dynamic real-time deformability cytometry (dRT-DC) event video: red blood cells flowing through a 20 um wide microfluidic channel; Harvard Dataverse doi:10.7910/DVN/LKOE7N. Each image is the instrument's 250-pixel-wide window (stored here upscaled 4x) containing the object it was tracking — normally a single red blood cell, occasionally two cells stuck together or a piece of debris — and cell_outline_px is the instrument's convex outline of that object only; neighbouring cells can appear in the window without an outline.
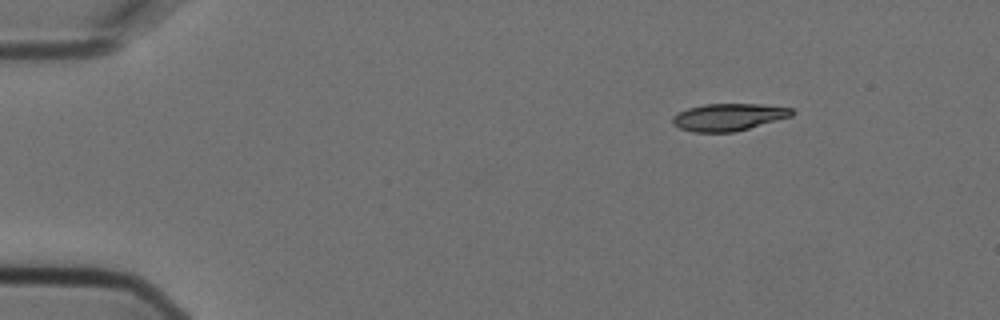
{"species": "Egyptian fruit bat (a non-hibernating species)", "species_latin": "Rousettus aegyptiacus", "temperature_condition": "cold", "stored_images_in_passage": 5, "camera_frame_rate_fps": 3000, "um_per_image_px": 0.085, "animal": {"sex": "female"}, "frame": {"image": 1, "passage_image": 1, "time_ms": 0.0, "image_size_px": [1000, 320], "cell_outline_px": [[796, 112], [792, 116], [736, 132], [692, 132], [680, 128], [672, 124], [672, 116], [688, 108], [704, 104], [760, 104], [792, 108]], "centroid_in_image_um": [61.94, 9.95], "position_along_channel_um": 23.1, "area_um2": 19.02}}
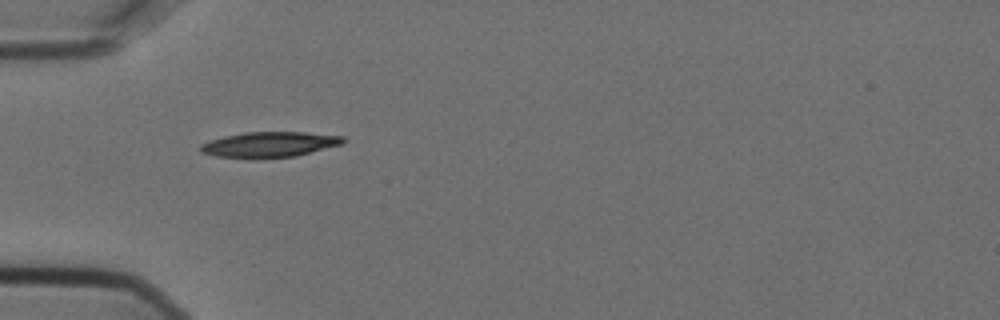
{"frame": {"image": 2, "passage_image": 4, "time_ms": 1.0, "image_size_px": [1000, 320], "cell_outline_px": [[348, 140], [344, 144], [296, 156], [216, 156], [200, 152], [200, 144], [224, 136], [244, 132], [304, 132], [344, 136]], "centroid_in_image_um": [23.0, 12.24], "position_along_channel_um": 62.0, "area_um2": 20.52}}
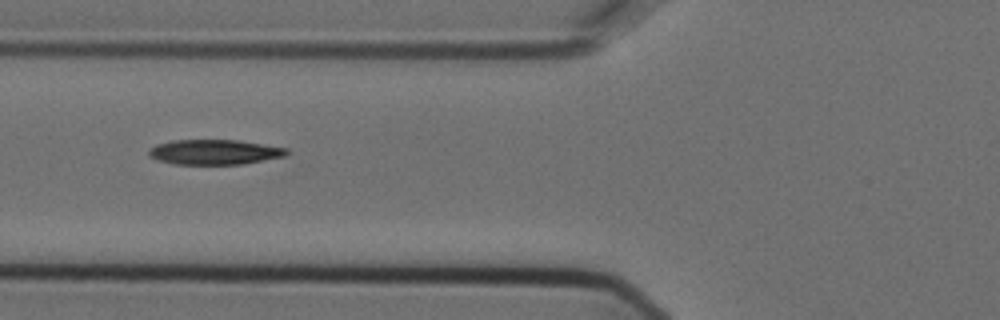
{"frame": {"image": 3, "passage_image": 5, "time_ms": 1.333, "image_size_px": [1000, 320], "cell_outline_px": [[288, 156], [244, 164], [172, 164], [156, 160], [148, 156], [148, 148], [156, 144], [172, 140], [240, 140], [288, 148]], "centroid_in_image_um": [18.23, 12.92], "position_along_channel_um": 107.6, "area_um2": 20.46}}